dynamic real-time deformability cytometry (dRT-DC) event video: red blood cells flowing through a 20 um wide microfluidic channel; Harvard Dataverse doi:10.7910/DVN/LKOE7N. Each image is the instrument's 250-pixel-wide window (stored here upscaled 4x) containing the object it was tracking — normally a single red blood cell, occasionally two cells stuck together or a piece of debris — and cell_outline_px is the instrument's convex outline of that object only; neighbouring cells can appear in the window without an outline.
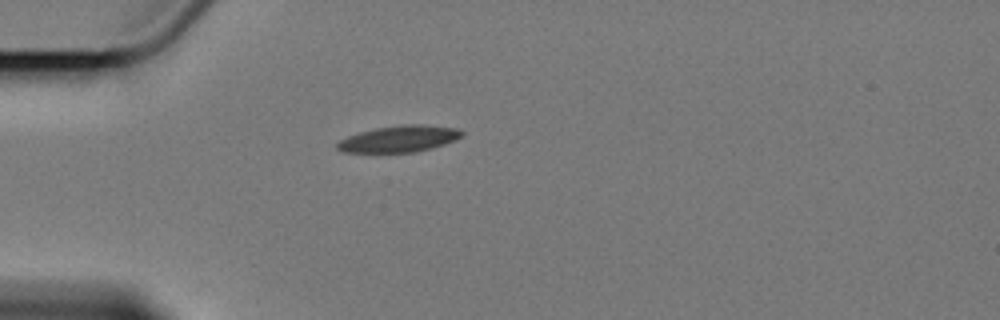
{"species": "Egyptian fruit bat (a non-hibernating species)", "species_latin": "Rousettus aegyptiacus", "temperature_condition": "cold", "stored_images_in_passage": 3, "camera_frame_rate_fps": 3000, "um_per_image_px": 0.085, "animal": {"sex": "female"}, "frame": {"image": 1, "passage_image": 1, "time_ms": 0.0, "image_size_px": [1000, 320], "cell_outline_px": [[464, 136], [456, 140], [444, 144], [412, 152], [344, 152], [336, 148], [336, 144], [340, 140], [348, 136], [360, 132], [376, 128], [400, 124], [424, 124], [460, 128], [464, 132]], "centroid_in_image_um": [33.98, 11.78], "position_along_channel_um": 51.0, "area_um2": 19.25}}
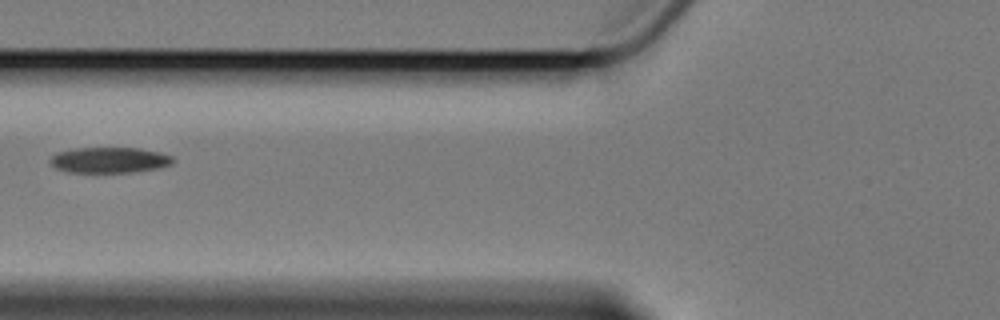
{"frame": {"image": 2, "passage_image": 3, "time_ms": 2.333, "image_size_px": [1000, 320], "cell_outline_px": [[176, 160], [172, 164], [160, 168], [132, 172], [68, 172], [56, 168], [48, 160], [56, 152], [76, 148], [140, 148], [160, 152], [172, 156]], "centroid_in_image_um": [9.33, 13.6], "position_along_channel_um": 116.5, "area_um2": 18.5}}